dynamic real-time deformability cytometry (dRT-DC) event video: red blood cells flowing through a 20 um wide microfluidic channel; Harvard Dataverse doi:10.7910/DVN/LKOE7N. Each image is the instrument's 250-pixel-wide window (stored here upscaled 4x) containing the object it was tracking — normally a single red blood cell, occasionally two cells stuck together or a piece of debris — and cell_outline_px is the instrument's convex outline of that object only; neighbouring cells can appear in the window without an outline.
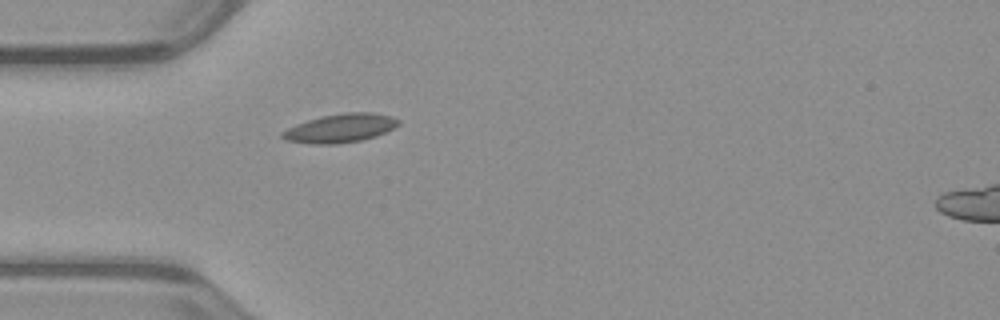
{"species": "common noctule bat (a hibernating species)", "species_latin": "Nyctalus noctula", "temperature_condition": "warm", "stored_images_in_passage": 38, "camera_frame_rate_fps": 3000, "um_per_image_px": 0.085, "animal": {"sex": "male", "body_mass_g": 23.1, "forearm_length_mm": 52.7}, "frame": {"image": 1, "passage_image": 1, "time_ms": 0.0, "image_size_px": [1000, 320], "cell_outline_px": [[400, 124], [376, 136], [360, 140], [336, 144], [312, 144], [288, 140], [280, 136], [280, 132], [296, 124], [320, 116], [344, 112], [372, 112], [392, 116], [400, 120]], "centroid_in_image_um": [28.93, 10.88], "position_along_channel_um": 56.1, "area_um2": 19.36}}
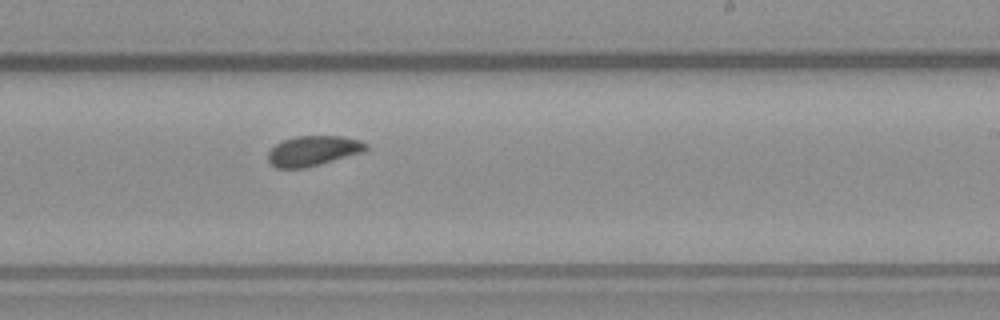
{"frame": {"image": 2, "passage_image": 17, "time_ms": 5.333, "image_size_px": [1000, 320], "cell_outline_px": [[368, 148], [364, 152], [320, 164], [304, 168], [276, 168], [268, 160], [268, 152], [276, 144], [284, 140], [296, 136], [344, 136], [360, 140], [368, 144]], "centroid_in_image_um": [26.65, 12.81], "position_along_channel_um": 262.4, "area_um2": 17.17}}
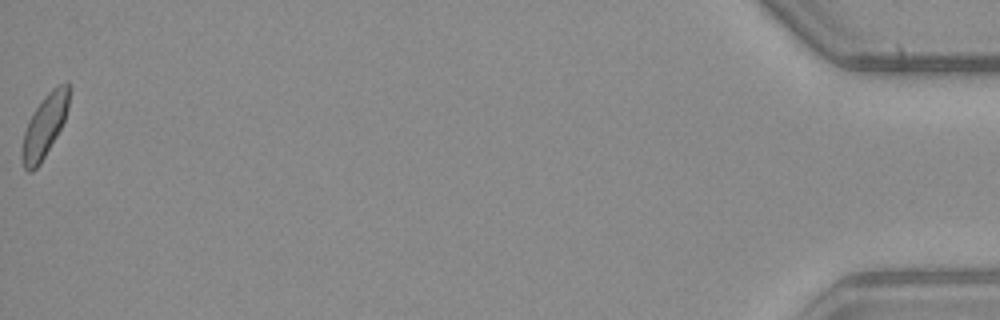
{"frame": {"image": 3, "passage_image": 38, "time_ms": 12.333, "image_size_px": [1000, 320], "cell_outline_px": [[72, 88], [68, 108], [64, 120], [56, 136], [40, 164], [32, 172], [28, 172], [24, 168], [20, 156], [20, 148], [24, 132], [28, 120], [32, 112], [44, 96], [56, 84], [68, 80]], "centroid_in_image_um": [3.79, 10.65], "position_along_channel_um": 431.4, "area_um2": 17.74}, "authors_computed_cell_mechanics": {"area_um2": 17.5134, "velocity_mm_per_s": 3.9461, "shape_relaxation_time_tau1_ms": 8.7483, "shape_relaxation_time_tau2_ms": 1.4648, "deformation_change_tau1": 0.134, "deformation_change_tau2": 0.0632}}